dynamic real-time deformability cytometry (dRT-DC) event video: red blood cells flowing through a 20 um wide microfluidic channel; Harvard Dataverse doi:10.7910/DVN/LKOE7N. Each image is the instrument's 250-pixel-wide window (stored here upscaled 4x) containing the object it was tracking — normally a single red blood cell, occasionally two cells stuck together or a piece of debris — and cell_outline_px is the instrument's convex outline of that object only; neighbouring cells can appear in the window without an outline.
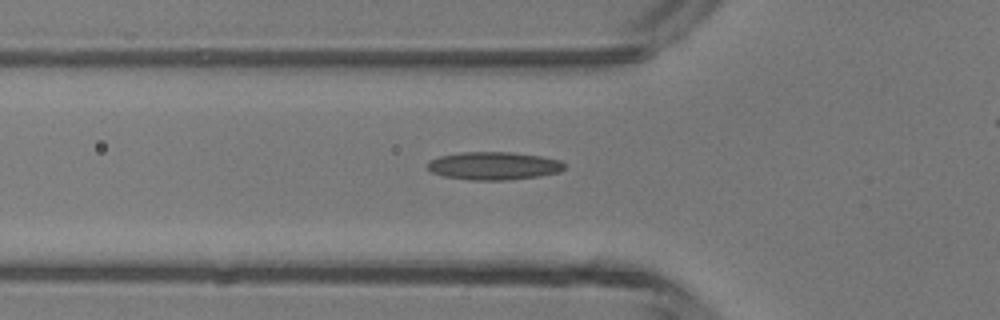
{"species": "common noctule bat (a hibernating species)", "species_latin": "Nyctalus noctula", "temperature_condition": "room temperature", "stored_images_in_passage": 41, "camera_frame_rate_fps": 3000, "um_per_image_px": 0.085, "animal": {"sex": "male", "body_mass_g": 13.3}, "frame": {"image": 1, "passage_image": 16, "time_ms": 5.0, "image_size_px": [1000, 320], "cell_outline_px": [[564, 168], [560, 172], [540, 176], [508, 180], [472, 180], [444, 176], [432, 172], [428, 168], [428, 160], [440, 156], [460, 152], [512, 152], [540, 156], [560, 160], [564, 164]], "centroid_in_image_um": [41.97, 14.09], "position_along_channel_um": 83.8, "area_um2": 22.31}}
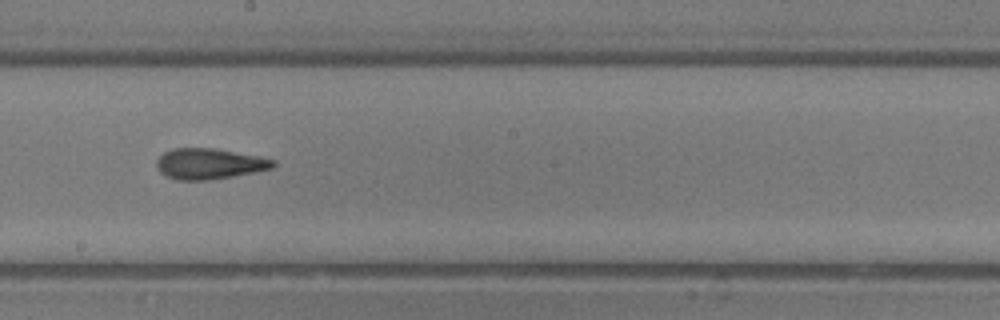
{"frame": {"image": 2, "passage_image": 26, "time_ms": 8.333, "image_size_px": [1000, 320], "cell_outline_px": [[276, 164], [272, 168], [232, 176], [208, 180], [176, 180], [164, 176], [160, 172], [156, 164], [156, 160], [164, 152], [172, 148], [216, 148], [260, 156], [276, 160]], "centroid_in_image_um": [17.77, 13.91], "position_along_channel_um": 230.4, "area_um2": 20.98}}
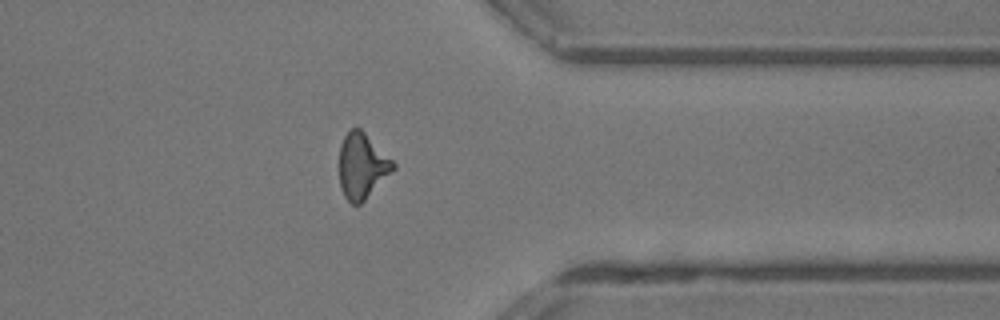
{"frame": {"image": 3, "passage_image": 37, "time_ms": 12.0, "image_size_px": [1000, 320], "cell_outline_px": [[396, 168], [360, 204], [352, 204], [344, 196], [340, 188], [340, 144], [344, 136], [352, 128], [360, 128], [396, 164]], "centroid_in_image_um": [30.77, 14.11], "position_along_channel_um": 380.6, "area_um2": 20.23}}